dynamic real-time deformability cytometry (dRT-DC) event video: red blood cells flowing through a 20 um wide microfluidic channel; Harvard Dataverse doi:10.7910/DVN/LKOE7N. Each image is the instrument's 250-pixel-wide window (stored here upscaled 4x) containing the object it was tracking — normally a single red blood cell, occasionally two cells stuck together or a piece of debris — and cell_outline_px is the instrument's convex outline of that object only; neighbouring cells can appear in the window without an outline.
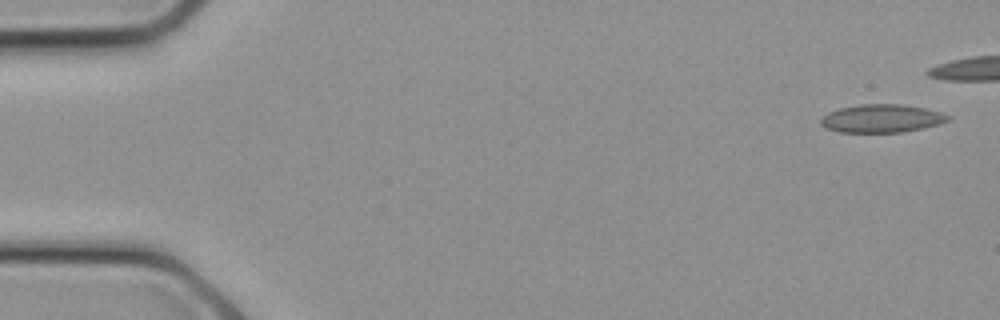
{"species": "common noctule bat (a hibernating species)", "species_latin": "Nyctalus noctula", "temperature_condition": "cold", "stored_images_in_passage": 15, "segment_of_instrument_passage": [1, 2], "camera_frame_rate_fps": 3000, "um_per_image_px": 0.085, "animal": {"sex": "female", "body_mass_g": 21.9}, "frame": {"image": 1, "passage_image": 1, "time_ms": 0.0, "image_size_px": [1000, 320], "cell_outline_px": [[948, 120], [924, 128], [904, 132], [840, 132], [828, 128], [820, 124], [820, 120], [828, 112], [840, 108], [860, 104], [900, 104], [924, 108], [940, 112], [948, 116]], "centroid_in_image_um": [74.91, 10.07], "position_along_channel_um": 10.1, "area_um2": 20.58}}
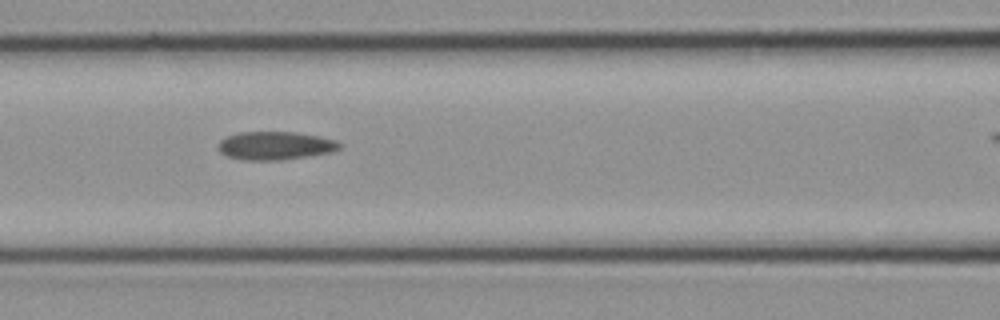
{"frame": {"image": 2, "passage_image": 11, "time_ms": 3.333, "image_size_px": [1000, 320], "cell_outline_px": [[344, 144], [340, 148], [332, 152], [284, 160], [240, 160], [224, 156], [216, 148], [220, 140], [228, 136], [240, 132], [296, 132], [320, 136], [336, 140]], "centroid_in_image_um": [23.39, 12.39], "position_along_channel_um": 143.2, "area_um2": 20.35}}
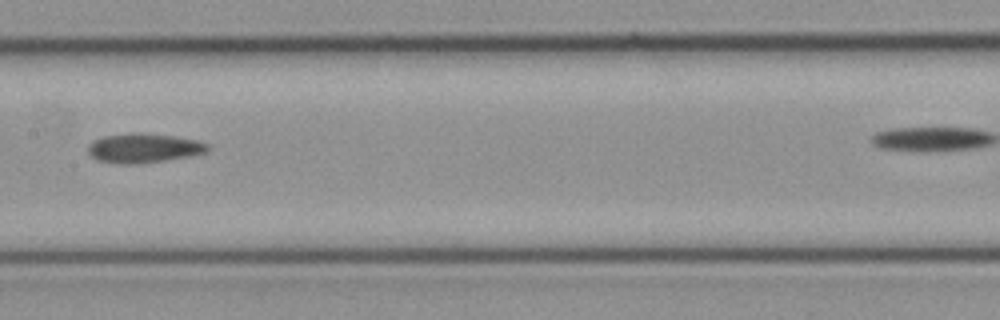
{"frame": {"image": 3, "passage_image": 13, "time_ms": 4.0, "image_size_px": [1000, 320], "cell_outline_px": [[212, 148], [208, 152], [192, 156], [136, 164], [116, 164], [96, 160], [88, 152], [88, 144], [92, 140], [104, 136], [132, 132], [136, 132], [172, 136], [196, 140], [212, 144]], "centroid_in_image_um": [12.24, 12.59], "position_along_channel_um": 195.2, "area_um2": 20.81}}